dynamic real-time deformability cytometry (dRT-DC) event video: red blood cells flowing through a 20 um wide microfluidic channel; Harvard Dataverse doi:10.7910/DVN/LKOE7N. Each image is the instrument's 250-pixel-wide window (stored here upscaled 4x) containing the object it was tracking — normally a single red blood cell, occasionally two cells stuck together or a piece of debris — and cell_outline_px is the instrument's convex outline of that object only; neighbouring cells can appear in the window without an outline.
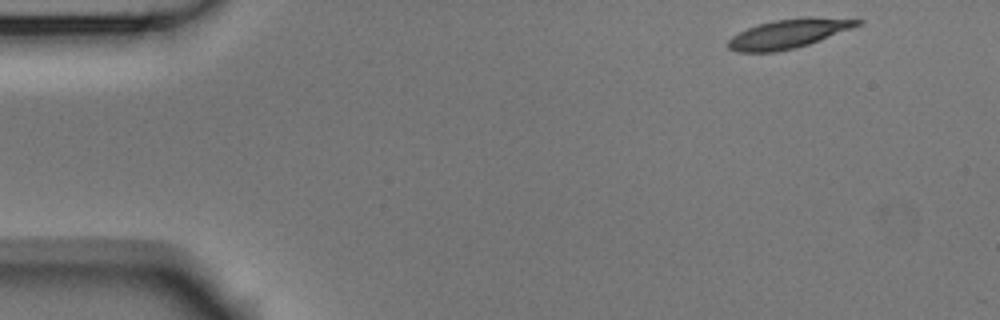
{"species": "Egyptian fruit bat (a non-hibernating species)", "species_latin": "Rousettus aegyptiacus", "temperature_condition": "room temperature", "stored_images_in_passage": 49, "camera_frame_rate_fps": 3000, "um_per_image_px": 0.085, "animal": {"sex": "male"}, "frame": {"image": 1, "passage_image": 1, "time_ms": 0.0, "image_size_px": [1000, 320], "cell_outline_px": [[864, 24], [808, 44], [796, 48], [776, 52], [736, 52], [728, 48], [728, 40], [732, 36], [748, 28], [772, 20], [804, 16], [812, 16], [864, 20]], "centroid_in_image_um": [67.06, 2.85], "position_along_channel_um": 17.9, "area_um2": 22.08}}
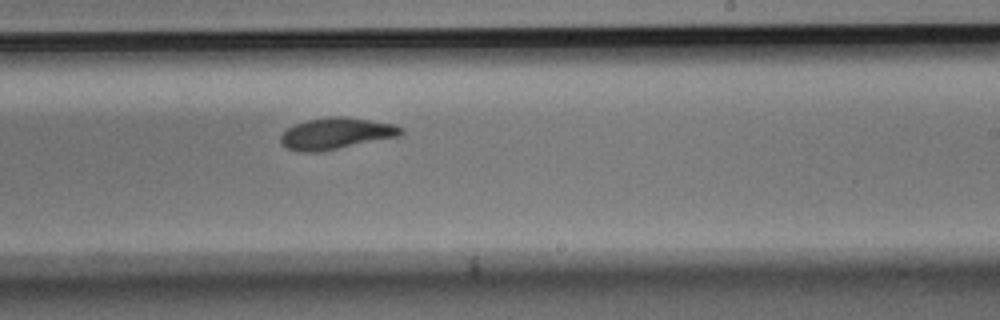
{"frame": {"image": 2, "passage_image": 28, "time_ms": 9.0, "image_size_px": [1000, 320], "cell_outline_px": [[404, 132], [400, 136], [316, 152], [300, 152], [288, 148], [280, 144], [280, 136], [288, 128], [296, 124], [308, 120], [328, 116], [344, 116], [396, 124], [404, 128]], "centroid_in_image_um": [28.59, 11.33], "position_along_channel_um": 260.4, "area_um2": 21.96}}
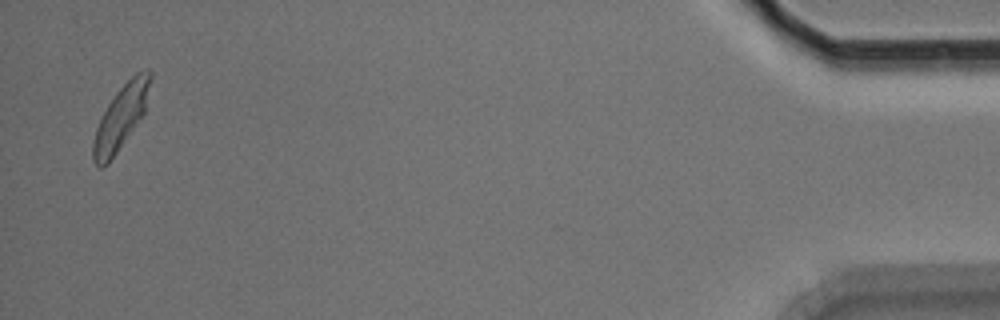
{"frame": {"image": 3, "passage_image": 48, "time_ms": 15.667, "image_size_px": [1000, 320], "cell_outline_px": [[152, 76], [144, 112], [108, 164], [100, 168], [92, 160], [92, 144], [96, 128], [108, 104], [116, 92], [136, 72], [148, 68], [152, 72]], "centroid_in_image_um": [10.26, 9.95], "position_along_channel_um": 424.9, "area_um2": 20.81}, "authors_computed_cell_mechanics": {"area_um2": 21.8484, "velocity_mm_per_s": 3.7503, "shape_relaxation_time_tau1_ms": 4.3899, "shape_relaxation_time_tau2_ms": 1.8159, "deformation_change_tau1": 0.1666, "deformation_change_tau2": 0.0772}}